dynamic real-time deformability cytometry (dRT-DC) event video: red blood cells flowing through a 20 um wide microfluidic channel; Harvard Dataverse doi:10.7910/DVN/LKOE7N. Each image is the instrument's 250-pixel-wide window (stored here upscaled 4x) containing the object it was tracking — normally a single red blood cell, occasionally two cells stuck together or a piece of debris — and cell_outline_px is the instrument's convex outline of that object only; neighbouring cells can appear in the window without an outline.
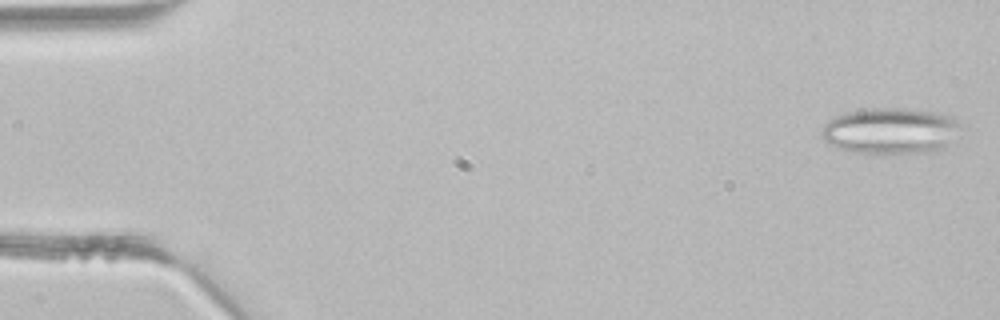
{"species": "common noctule bat (a hibernating species)", "species_latin": "Nyctalus noctula", "temperature_condition": "room temperature", "stored_images_in_passage": 4, "camera_frame_rate_fps": 3000, "um_per_image_px": 0.085, "animal": {"sex": "male", "body_mass_g": 21.5, "forearm_length_mm": 52.0}, "frame": {"image": 1, "passage_image": 1, "time_ms": 0.0, "image_size_px": [1000, 320], "cell_outline_px": [[964, 124], [948, 144], [944, 148], [932, 152], [892, 156], [884, 156], [856, 152], [836, 148], [828, 144], [820, 136], [820, 132], [824, 124], [828, 120], [844, 112], [860, 108], [904, 108], [936, 112], [952, 116]], "centroid_in_image_um": [75.68, 11.15], "position_along_channel_um": 9.3, "area_um2": 38.9}}